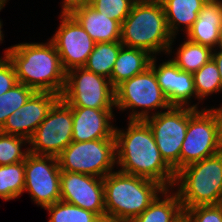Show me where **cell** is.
I'll return each mask as SVG.
<instances>
[{"label": "cell", "mask_w": 222, "mask_h": 222, "mask_svg": "<svg viewBox=\"0 0 222 222\" xmlns=\"http://www.w3.org/2000/svg\"><path fill=\"white\" fill-rule=\"evenodd\" d=\"M193 97L196 98L193 74L182 71L176 65L175 106L198 109L199 103L191 105L190 101Z\"/></svg>", "instance_id": "30"}, {"label": "cell", "mask_w": 222, "mask_h": 222, "mask_svg": "<svg viewBox=\"0 0 222 222\" xmlns=\"http://www.w3.org/2000/svg\"><path fill=\"white\" fill-rule=\"evenodd\" d=\"M125 130L115 127L116 168L145 177L173 189L174 170L161 157L150 126L145 120H129Z\"/></svg>", "instance_id": "1"}, {"label": "cell", "mask_w": 222, "mask_h": 222, "mask_svg": "<svg viewBox=\"0 0 222 222\" xmlns=\"http://www.w3.org/2000/svg\"><path fill=\"white\" fill-rule=\"evenodd\" d=\"M8 2V0H5L4 2H2L1 4H0V11L5 7V5H6V3ZM2 21L0 20V43H3V42H1V41H3V39H4V33H3V31L1 30L2 29Z\"/></svg>", "instance_id": "36"}, {"label": "cell", "mask_w": 222, "mask_h": 222, "mask_svg": "<svg viewBox=\"0 0 222 222\" xmlns=\"http://www.w3.org/2000/svg\"><path fill=\"white\" fill-rule=\"evenodd\" d=\"M152 57L143 49L122 46L109 78L111 85L116 88L123 81L143 73L150 66Z\"/></svg>", "instance_id": "19"}, {"label": "cell", "mask_w": 222, "mask_h": 222, "mask_svg": "<svg viewBox=\"0 0 222 222\" xmlns=\"http://www.w3.org/2000/svg\"><path fill=\"white\" fill-rule=\"evenodd\" d=\"M72 108L61 98L29 139V151L58 156L72 142Z\"/></svg>", "instance_id": "11"}, {"label": "cell", "mask_w": 222, "mask_h": 222, "mask_svg": "<svg viewBox=\"0 0 222 222\" xmlns=\"http://www.w3.org/2000/svg\"><path fill=\"white\" fill-rule=\"evenodd\" d=\"M175 222H190L189 218L186 216V214L184 213L178 220H176Z\"/></svg>", "instance_id": "38"}, {"label": "cell", "mask_w": 222, "mask_h": 222, "mask_svg": "<svg viewBox=\"0 0 222 222\" xmlns=\"http://www.w3.org/2000/svg\"><path fill=\"white\" fill-rule=\"evenodd\" d=\"M222 151L220 122L211 107L201 110L189 107V121L180 151V169Z\"/></svg>", "instance_id": "7"}, {"label": "cell", "mask_w": 222, "mask_h": 222, "mask_svg": "<svg viewBox=\"0 0 222 222\" xmlns=\"http://www.w3.org/2000/svg\"><path fill=\"white\" fill-rule=\"evenodd\" d=\"M106 222H130L165 190L159 182L119 170L103 178Z\"/></svg>", "instance_id": "3"}, {"label": "cell", "mask_w": 222, "mask_h": 222, "mask_svg": "<svg viewBox=\"0 0 222 222\" xmlns=\"http://www.w3.org/2000/svg\"><path fill=\"white\" fill-rule=\"evenodd\" d=\"M44 209L49 212L48 222H104L96 213L62 200Z\"/></svg>", "instance_id": "26"}, {"label": "cell", "mask_w": 222, "mask_h": 222, "mask_svg": "<svg viewBox=\"0 0 222 222\" xmlns=\"http://www.w3.org/2000/svg\"><path fill=\"white\" fill-rule=\"evenodd\" d=\"M183 214L184 209L177 193L165 188L148 208L130 222H175Z\"/></svg>", "instance_id": "21"}, {"label": "cell", "mask_w": 222, "mask_h": 222, "mask_svg": "<svg viewBox=\"0 0 222 222\" xmlns=\"http://www.w3.org/2000/svg\"><path fill=\"white\" fill-rule=\"evenodd\" d=\"M193 77L196 99H198V101L204 100V98L213 93L222 92V81L218 67L213 59L197 70L193 74Z\"/></svg>", "instance_id": "25"}, {"label": "cell", "mask_w": 222, "mask_h": 222, "mask_svg": "<svg viewBox=\"0 0 222 222\" xmlns=\"http://www.w3.org/2000/svg\"><path fill=\"white\" fill-rule=\"evenodd\" d=\"M61 171L84 173L99 178L113 172L116 164V140L72 141L58 156Z\"/></svg>", "instance_id": "8"}, {"label": "cell", "mask_w": 222, "mask_h": 222, "mask_svg": "<svg viewBox=\"0 0 222 222\" xmlns=\"http://www.w3.org/2000/svg\"><path fill=\"white\" fill-rule=\"evenodd\" d=\"M137 0H93L92 7L109 18L123 23Z\"/></svg>", "instance_id": "31"}, {"label": "cell", "mask_w": 222, "mask_h": 222, "mask_svg": "<svg viewBox=\"0 0 222 222\" xmlns=\"http://www.w3.org/2000/svg\"><path fill=\"white\" fill-rule=\"evenodd\" d=\"M62 10L60 15H71L77 9L91 6L93 0H62Z\"/></svg>", "instance_id": "33"}, {"label": "cell", "mask_w": 222, "mask_h": 222, "mask_svg": "<svg viewBox=\"0 0 222 222\" xmlns=\"http://www.w3.org/2000/svg\"><path fill=\"white\" fill-rule=\"evenodd\" d=\"M212 59L218 67L219 75L222 81V50L219 49L218 51H216V49H213Z\"/></svg>", "instance_id": "34"}, {"label": "cell", "mask_w": 222, "mask_h": 222, "mask_svg": "<svg viewBox=\"0 0 222 222\" xmlns=\"http://www.w3.org/2000/svg\"><path fill=\"white\" fill-rule=\"evenodd\" d=\"M25 185L34 204L45 208L60 200L61 170L56 156L29 153L24 161Z\"/></svg>", "instance_id": "12"}, {"label": "cell", "mask_w": 222, "mask_h": 222, "mask_svg": "<svg viewBox=\"0 0 222 222\" xmlns=\"http://www.w3.org/2000/svg\"><path fill=\"white\" fill-rule=\"evenodd\" d=\"M24 185V161L9 165H0V198L5 201L18 198L24 193Z\"/></svg>", "instance_id": "24"}, {"label": "cell", "mask_w": 222, "mask_h": 222, "mask_svg": "<svg viewBox=\"0 0 222 222\" xmlns=\"http://www.w3.org/2000/svg\"><path fill=\"white\" fill-rule=\"evenodd\" d=\"M213 110L217 113L218 118H219V122H220V138H221V142H222V105L218 108H214Z\"/></svg>", "instance_id": "35"}, {"label": "cell", "mask_w": 222, "mask_h": 222, "mask_svg": "<svg viewBox=\"0 0 222 222\" xmlns=\"http://www.w3.org/2000/svg\"><path fill=\"white\" fill-rule=\"evenodd\" d=\"M60 98L70 107L116 108L115 88L110 80L84 67L66 72L65 87Z\"/></svg>", "instance_id": "9"}, {"label": "cell", "mask_w": 222, "mask_h": 222, "mask_svg": "<svg viewBox=\"0 0 222 222\" xmlns=\"http://www.w3.org/2000/svg\"><path fill=\"white\" fill-rule=\"evenodd\" d=\"M59 99L60 95L55 93L36 91L19 110L8 116L0 132L29 140Z\"/></svg>", "instance_id": "15"}, {"label": "cell", "mask_w": 222, "mask_h": 222, "mask_svg": "<svg viewBox=\"0 0 222 222\" xmlns=\"http://www.w3.org/2000/svg\"><path fill=\"white\" fill-rule=\"evenodd\" d=\"M218 48H219L220 50H222V26L220 27L219 41H218L217 49H216V50H218Z\"/></svg>", "instance_id": "37"}, {"label": "cell", "mask_w": 222, "mask_h": 222, "mask_svg": "<svg viewBox=\"0 0 222 222\" xmlns=\"http://www.w3.org/2000/svg\"><path fill=\"white\" fill-rule=\"evenodd\" d=\"M165 14L170 34L176 38L180 25L182 31H187L192 27L198 18V14L203 7L205 0H160Z\"/></svg>", "instance_id": "20"}, {"label": "cell", "mask_w": 222, "mask_h": 222, "mask_svg": "<svg viewBox=\"0 0 222 222\" xmlns=\"http://www.w3.org/2000/svg\"><path fill=\"white\" fill-rule=\"evenodd\" d=\"M153 133L161 157L176 173L180 170V151L186 136L189 107L171 106L145 119Z\"/></svg>", "instance_id": "10"}, {"label": "cell", "mask_w": 222, "mask_h": 222, "mask_svg": "<svg viewBox=\"0 0 222 222\" xmlns=\"http://www.w3.org/2000/svg\"><path fill=\"white\" fill-rule=\"evenodd\" d=\"M184 213L190 222H222V204L191 207Z\"/></svg>", "instance_id": "32"}, {"label": "cell", "mask_w": 222, "mask_h": 222, "mask_svg": "<svg viewBox=\"0 0 222 222\" xmlns=\"http://www.w3.org/2000/svg\"><path fill=\"white\" fill-rule=\"evenodd\" d=\"M71 16L96 43L120 41L121 24L92 6L77 9Z\"/></svg>", "instance_id": "18"}, {"label": "cell", "mask_w": 222, "mask_h": 222, "mask_svg": "<svg viewBox=\"0 0 222 222\" xmlns=\"http://www.w3.org/2000/svg\"><path fill=\"white\" fill-rule=\"evenodd\" d=\"M4 51L3 57L12 62L18 83L37 92H52L61 96L66 71L50 40L47 43H18Z\"/></svg>", "instance_id": "2"}, {"label": "cell", "mask_w": 222, "mask_h": 222, "mask_svg": "<svg viewBox=\"0 0 222 222\" xmlns=\"http://www.w3.org/2000/svg\"><path fill=\"white\" fill-rule=\"evenodd\" d=\"M73 118L72 141L115 139L113 109L71 107ZM112 120V122H111Z\"/></svg>", "instance_id": "16"}, {"label": "cell", "mask_w": 222, "mask_h": 222, "mask_svg": "<svg viewBox=\"0 0 222 222\" xmlns=\"http://www.w3.org/2000/svg\"><path fill=\"white\" fill-rule=\"evenodd\" d=\"M222 26V0L206 1L197 20L187 31L188 40L212 49L217 48L220 27Z\"/></svg>", "instance_id": "17"}, {"label": "cell", "mask_w": 222, "mask_h": 222, "mask_svg": "<svg viewBox=\"0 0 222 222\" xmlns=\"http://www.w3.org/2000/svg\"><path fill=\"white\" fill-rule=\"evenodd\" d=\"M60 200L96 213L106 222L103 178L61 171Z\"/></svg>", "instance_id": "14"}, {"label": "cell", "mask_w": 222, "mask_h": 222, "mask_svg": "<svg viewBox=\"0 0 222 222\" xmlns=\"http://www.w3.org/2000/svg\"><path fill=\"white\" fill-rule=\"evenodd\" d=\"M174 186L184 210L222 204V151L178 170Z\"/></svg>", "instance_id": "5"}, {"label": "cell", "mask_w": 222, "mask_h": 222, "mask_svg": "<svg viewBox=\"0 0 222 222\" xmlns=\"http://www.w3.org/2000/svg\"><path fill=\"white\" fill-rule=\"evenodd\" d=\"M180 44L176 56L171 58V60L182 70L188 73L194 74L199 70L204 64L212 59L213 49L194 43L187 38Z\"/></svg>", "instance_id": "22"}, {"label": "cell", "mask_w": 222, "mask_h": 222, "mask_svg": "<svg viewBox=\"0 0 222 222\" xmlns=\"http://www.w3.org/2000/svg\"><path fill=\"white\" fill-rule=\"evenodd\" d=\"M36 91L22 83H17L12 89L0 95V129L8 116L19 110Z\"/></svg>", "instance_id": "27"}, {"label": "cell", "mask_w": 222, "mask_h": 222, "mask_svg": "<svg viewBox=\"0 0 222 222\" xmlns=\"http://www.w3.org/2000/svg\"><path fill=\"white\" fill-rule=\"evenodd\" d=\"M115 107L120 111L132 110L128 120H145L150 115L158 114L160 110L156 109L168 110L171 105L162 92L154 71L148 67L143 73L123 81L115 88ZM150 111H153L152 114Z\"/></svg>", "instance_id": "6"}, {"label": "cell", "mask_w": 222, "mask_h": 222, "mask_svg": "<svg viewBox=\"0 0 222 222\" xmlns=\"http://www.w3.org/2000/svg\"><path fill=\"white\" fill-rule=\"evenodd\" d=\"M26 143L29 144V140L24 137L0 132V165L25 161L30 153L29 147L22 150V147L27 145Z\"/></svg>", "instance_id": "28"}, {"label": "cell", "mask_w": 222, "mask_h": 222, "mask_svg": "<svg viewBox=\"0 0 222 222\" xmlns=\"http://www.w3.org/2000/svg\"><path fill=\"white\" fill-rule=\"evenodd\" d=\"M174 39L160 0H137L121 24L122 45L143 49L153 57L161 52L170 55Z\"/></svg>", "instance_id": "4"}, {"label": "cell", "mask_w": 222, "mask_h": 222, "mask_svg": "<svg viewBox=\"0 0 222 222\" xmlns=\"http://www.w3.org/2000/svg\"><path fill=\"white\" fill-rule=\"evenodd\" d=\"M61 23L50 41L58 52L66 72L84 67L96 42L71 15H60Z\"/></svg>", "instance_id": "13"}, {"label": "cell", "mask_w": 222, "mask_h": 222, "mask_svg": "<svg viewBox=\"0 0 222 222\" xmlns=\"http://www.w3.org/2000/svg\"><path fill=\"white\" fill-rule=\"evenodd\" d=\"M122 46L121 41L96 43L84 68L109 79Z\"/></svg>", "instance_id": "23"}, {"label": "cell", "mask_w": 222, "mask_h": 222, "mask_svg": "<svg viewBox=\"0 0 222 222\" xmlns=\"http://www.w3.org/2000/svg\"><path fill=\"white\" fill-rule=\"evenodd\" d=\"M156 59V56L152 57L149 67L154 71L157 82L168 103L175 106L176 64L169 59L157 66Z\"/></svg>", "instance_id": "29"}]
</instances>
